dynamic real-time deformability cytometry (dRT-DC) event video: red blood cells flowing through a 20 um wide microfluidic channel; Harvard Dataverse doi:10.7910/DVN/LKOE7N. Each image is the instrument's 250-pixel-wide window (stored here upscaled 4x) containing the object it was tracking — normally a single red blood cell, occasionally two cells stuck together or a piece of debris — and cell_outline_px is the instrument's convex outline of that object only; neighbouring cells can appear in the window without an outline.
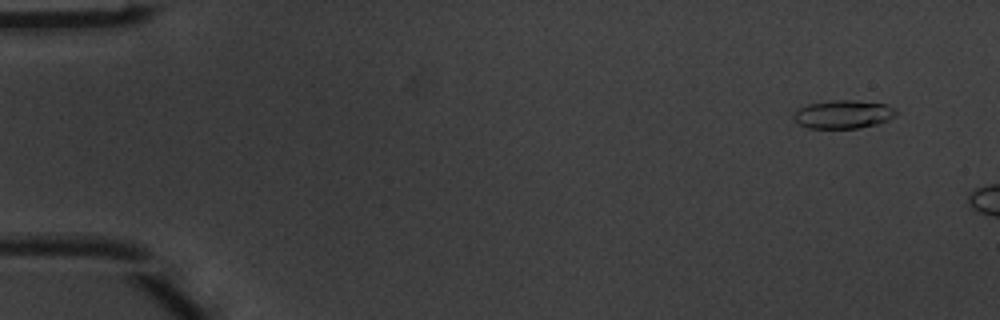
{"species": "common noctule bat (a hibernating species)", "species_latin": "Nyctalus noctula", "temperature_condition": "warm", "stored_images_in_passage": 4, "camera_frame_rate_fps": 3000, "um_per_image_px": 0.085, "animal": {"sex": "male", "body_mass_g": 20.1, "forearm_length_mm": 53.5}, "frame": {"image": 1, "passage_image": 1, "time_ms": 0.0, "image_size_px": [1000, 320], "cell_outline_px": [[896, 116], [888, 120], [876, 124], [860, 128], [808, 128], [800, 124], [792, 116], [800, 108], [808, 104], [832, 100], [856, 100], [888, 104], [896, 108]], "centroid_in_image_um": [71.73, 9.71], "position_along_channel_um": 13.3, "area_um2": 16.94}}